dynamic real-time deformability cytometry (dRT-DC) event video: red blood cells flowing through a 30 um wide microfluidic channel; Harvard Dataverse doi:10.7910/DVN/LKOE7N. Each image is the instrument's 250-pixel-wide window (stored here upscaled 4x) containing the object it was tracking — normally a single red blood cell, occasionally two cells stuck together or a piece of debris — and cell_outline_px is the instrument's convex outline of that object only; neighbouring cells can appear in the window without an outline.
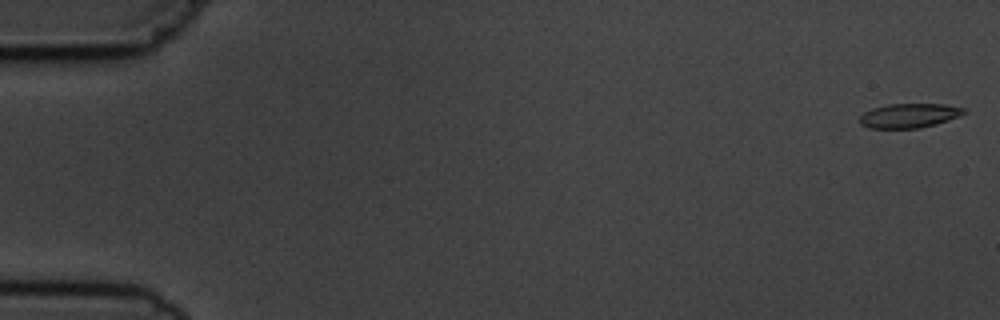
{"species": "common noctule bat (a hibernating species)", "species_latin": "Nyctalus noctula", "temperature_condition": "cold", "stored_images_in_passage": 11, "camera_frame_rate_fps": 3000, "um_per_image_px": 0.085, "animal": {"sex": "male", "body_mass_g": 19.5, "forearm_length_mm": 54.6}, "frame": {"image": 1, "passage_image": 1, "time_ms": 0.0, "image_size_px": [1000, 320], "cell_outline_px": [[968, 112], [948, 120], [936, 124], [920, 128], [868, 128], [860, 124], [860, 116], [864, 112], [872, 108], [888, 104], [944, 104], [964, 108]], "centroid_in_image_um": [77.27, 9.82], "position_along_channel_um": 7.7, "area_um2": 14.8}}
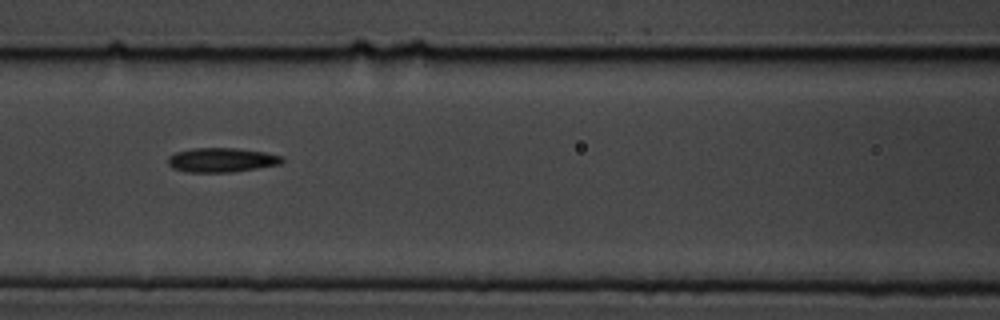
{"frame": {"image": 2, "passage_image": 7, "time_ms": 7.667, "image_size_px": [1000, 320], "cell_outline_px": [[284, 160], [280, 164], [256, 168], [228, 172], [188, 172], [172, 168], [168, 164], [168, 156], [176, 152], [192, 148], [236, 148], [264, 152], [284, 156]], "centroid_in_image_um": [18.82, 13.59], "position_along_channel_um": 147.8, "area_um2": 16.13}}
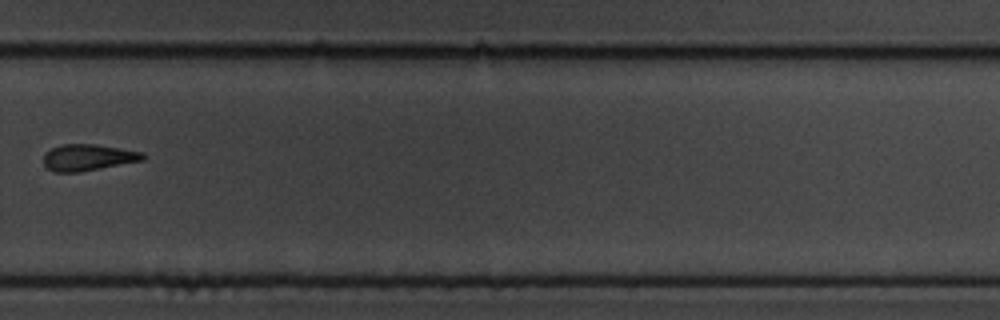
{"frame": {"image": 3, "passage_image": 11, "time_ms": 12.333, "image_size_px": [1000, 320], "cell_outline_px": [[148, 156], [144, 160], [80, 172], [56, 172], [48, 168], [44, 164], [44, 152], [52, 148], [64, 144], [96, 144], [144, 152]], "centroid_in_image_um": [7.52, 13.38], "position_along_channel_um": 322.3, "area_um2": 15.37}}